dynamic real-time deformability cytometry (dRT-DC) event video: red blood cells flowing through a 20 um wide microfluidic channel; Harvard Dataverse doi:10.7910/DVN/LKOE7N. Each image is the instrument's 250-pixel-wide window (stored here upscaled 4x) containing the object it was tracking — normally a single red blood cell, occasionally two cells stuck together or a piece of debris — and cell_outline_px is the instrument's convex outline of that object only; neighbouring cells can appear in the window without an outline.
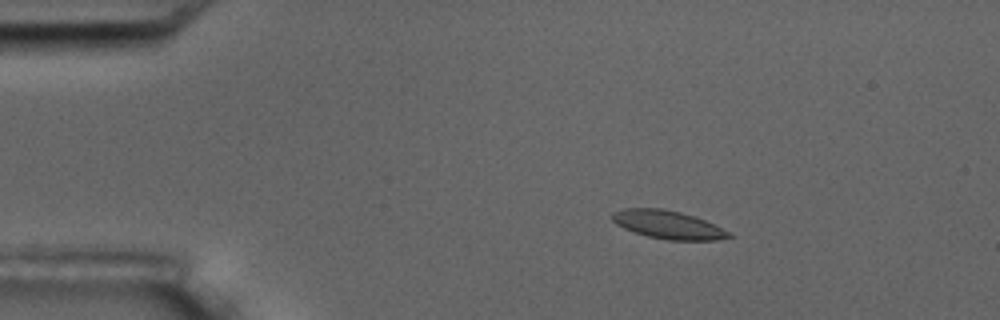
{"species": "common noctule bat (a hibernating species)", "species_latin": "Nyctalus noctula", "temperature_condition": "room temperature", "stored_images_in_passage": 2, "camera_frame_rate_fps": 3000, "um_per_image_px": 0.085, "animal": {"sex": "male", "body_mass_g": 17.5, "forearm_length_mm": 52.3}, "frame": {"image": 1, "passage_image": 1, "time_ms": 0.0, "image_size_px": [1000, 320], "cell_outline_px": [[736, 236], [716, 240], [668, 240], [648, 236], [624, 228], [616, 224], [612, 220], [612, 212], [624, 208], [660, 208], [680, 212], [704, 220]], "centroid_in_image_um": [56.75, 19.1], "position_along_channel_um": 28.2, "area_um2": 18.9}}